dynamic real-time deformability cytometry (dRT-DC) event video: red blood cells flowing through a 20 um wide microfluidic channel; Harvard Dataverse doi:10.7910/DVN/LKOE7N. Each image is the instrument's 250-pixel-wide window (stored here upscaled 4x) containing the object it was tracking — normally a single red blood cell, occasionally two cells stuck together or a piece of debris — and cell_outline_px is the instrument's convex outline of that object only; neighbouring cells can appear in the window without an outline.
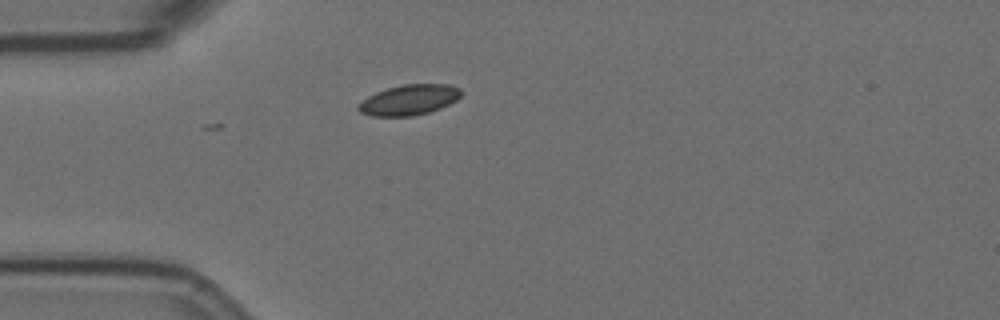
{"species": "Egyptian fruit bat (a non-hibernating species)", "species_latin": "Rousettus aegyptiacus", "temperature_condition": "room temperature", "stored_images_in_passage": 3, "camera_frame_rate_fps": 3000, "um_per_image_px": 0.085, "animal": {"sex": "female"}, "frame": {"image": 1, "passage_image": 1, "time_ms": 0.0, "image_size_px": [1000, 320], "cell_outline_px": [[464, 92], [456, 100], [440, 108], [428, 112], [412, 116], [372, 116], [360, 112], [356, 108], [356, 104], [368, 96], [376, 92], [388, 88], [404, 84], [448, 84], [460, 88]], "centroid_in_image_um": [34.76, 8.49], "position_along_channel_um": 50.2, "area_um2": 18.26}}